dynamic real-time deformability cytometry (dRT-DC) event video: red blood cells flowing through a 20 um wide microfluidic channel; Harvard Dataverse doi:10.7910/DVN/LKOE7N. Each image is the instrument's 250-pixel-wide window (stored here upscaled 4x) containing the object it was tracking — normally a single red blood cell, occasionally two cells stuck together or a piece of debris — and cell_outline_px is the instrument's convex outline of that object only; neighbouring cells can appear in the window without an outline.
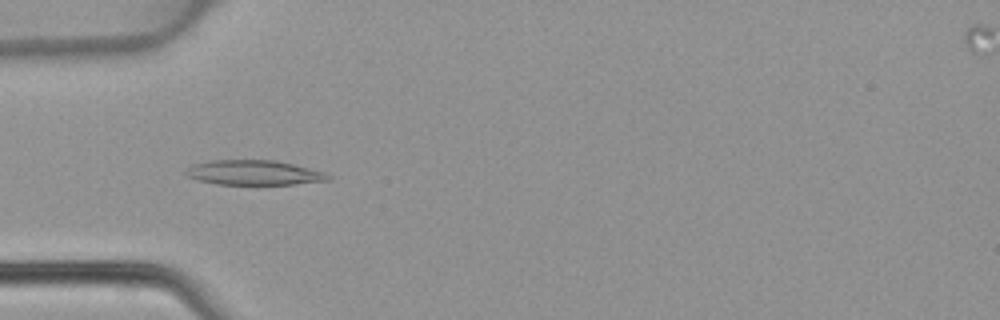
{"species": "common noctule bat (a hibernating species)", "species_latin": "Nyctalus noctula", "temperature_condition": "warm", "stored_images_in_passage": 47, "camera_frame_rate_fps": 3000, "um_per_image_px": 0.085, "animal": {"sex": "female", "body_mass_g": 22.7, "forearm_length_mm": 54.2}, "frame": {"image": 1, "passage_image": 15, "time_ms": 4.667, "image_size_px": [1000, 320], "cell_outline_px": [[332, 180], [292, 184], [216, 184], [200, 180], [188, 176], [184, 172], [192, 164], [212, 160], [276, 160], [324, 172], [332, 176]], "centroid_in_image_um": [21.6, 14.67], "position_along_channel_um": 63.4, "area_um2": 20.4}}
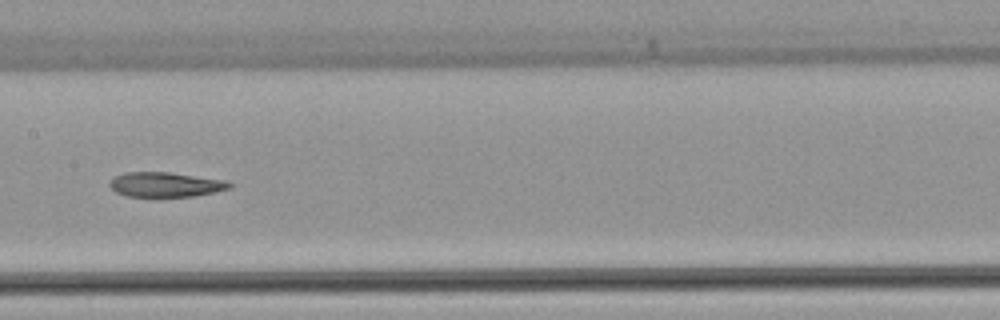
{"frame": {"image": 2, "passage_image": 24, "time_ms": 7.667, "image_size_px": [1000, 320], "cell_outline_px": [[232, 188], [196, 196], [128, 196], [116, 192], [108, 184], [116, 176], [124, 172], [168, 172], [228, 180], [232, 184]], "centroid_in_image_um": [14.12, 15.68], "position_along_channel_um": 193.3, "area_um2": 17.22}}
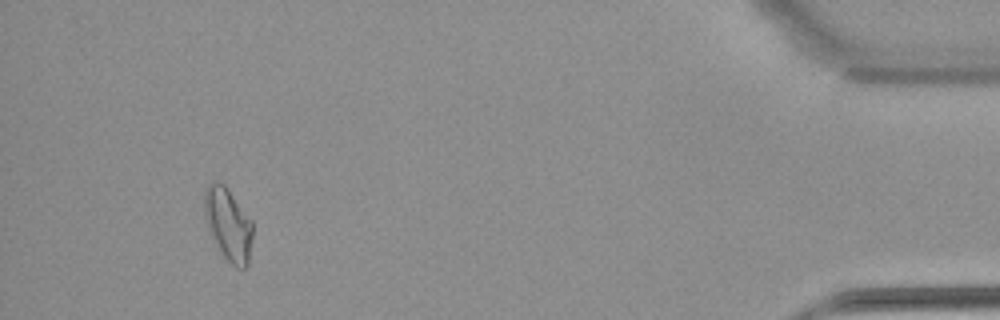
{"frame": {"image": 3, "passage_image": 44, "time_ms": 14.333, "image_size_px": [1000, 320], "cell_outline_px": [[252, 236], [248, 264], [244, 268], [236, 268], [216, 248], [208, 228], [204, 212], [204, 192], [208, 184], [224, 184], [252, 220]], "centroid_in_image_um": [19.39, 19.1], "position_along_channel_um": 415.8, "area_um2": 20.23}}